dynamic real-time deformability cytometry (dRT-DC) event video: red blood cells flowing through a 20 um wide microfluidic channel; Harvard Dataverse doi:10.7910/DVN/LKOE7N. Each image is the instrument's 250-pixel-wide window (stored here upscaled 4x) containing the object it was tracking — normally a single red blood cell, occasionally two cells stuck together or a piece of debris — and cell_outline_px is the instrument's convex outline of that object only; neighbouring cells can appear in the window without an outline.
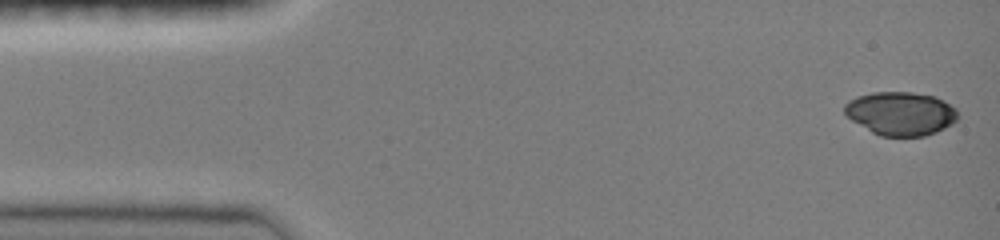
{"species": "common noctule bat (a hibernating species)", "species_latin": "Nyctalus noctula", "temperature_condition": "room temperature", "stored_images_in_passage": 6, "camera_frame_rate_fps": 3000, "um_per_image_px": 0.085, "animal": {"sex": "female", "body_mass_g": 19.0, "forearm_length_mm": 51.5}, "frame": {"image": 1, "passage_image": 1, "time_ms": 0.0, "image_size_px": [1000, 240], "cell_outline_px": [[956, 120], [952, 124], [936, 132], [924, 136], [880, 136], [872, 132], [852, 120], [844, 112], [844, 104], [848, 100], [856, 96], [872, 92], [912, 92], [936, 96], [956, 108]], "centroid_in_image_um": [76.54, 9.63], "position_along_channel_um": 8.5, "area_um2": 28.73}}
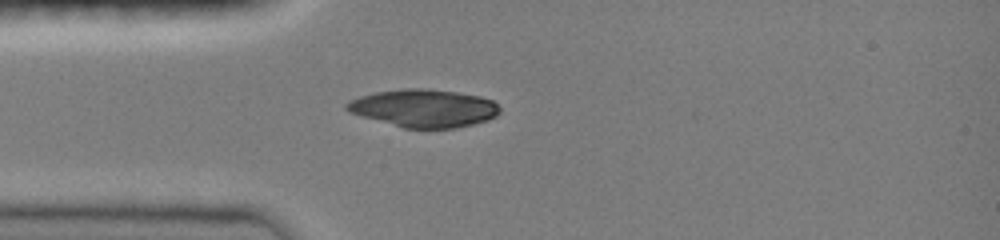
{"frame": {"image": 2, "passage_image": 6, "time_ms": 1.667, "image_size_px": [1000, 240], "cell_outline_px": [[500, 112], [496, 116], [488, 120], [456, 128], [404, 128], [348, 112], [344, 108], [344, 104], [348, 100], [360, 96], [376, 92], [404, 88], [428, 88], [456, 92], [480, 96], [492, 100], [500, 108]], "centroid_in_image_um": [36.01, 9.19], "position_along_channel_um": 49.0, "area_um2": 33.81}}